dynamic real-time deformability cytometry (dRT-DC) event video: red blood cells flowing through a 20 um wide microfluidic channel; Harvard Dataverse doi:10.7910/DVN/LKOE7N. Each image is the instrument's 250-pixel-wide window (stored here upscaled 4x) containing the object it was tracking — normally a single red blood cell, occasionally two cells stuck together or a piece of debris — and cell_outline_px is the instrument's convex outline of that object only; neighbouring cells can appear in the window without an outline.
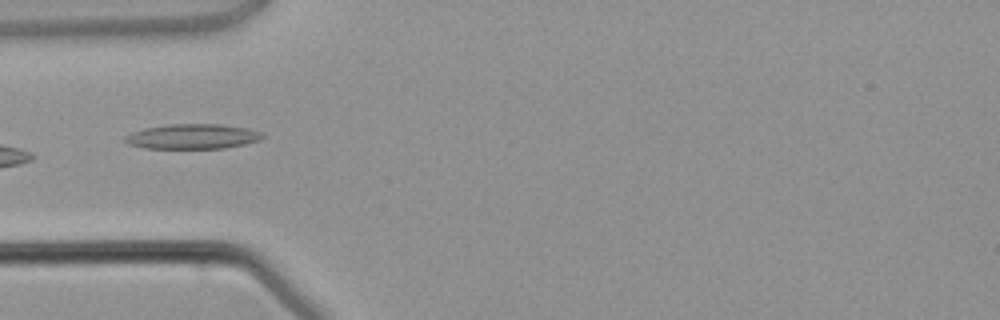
{"species": "common noctule bat (a hibernating species)", "species_latin": "Nyctalus noctula", "temperature_condition": "warm", "stored_images_in_passage": 4, "camera_frame_rate_fps": 3000, "um_per_image_px": 0.085, "animal": {"sex": "male", "body_mass_g": 21.5, "forearm_length_mm": 52.0}, "frame": {"image": 1, "passage_image": 4, "time_ms": 3.667, "image_size_px": [1000, 320], "cell_outline_px": [[264, 136], [260, 140], [244, 144], [224, 148], [144, 148], [128, 144], [124, 140], [124, 136], [132, 132], [144, 128], [168, 124], [220, 124], [248, 128], [260, 132]], "centroid_in_image_um": [16.34, 11.59], "position_along_channel_um": 68.7, "area_um2": 19.94}}